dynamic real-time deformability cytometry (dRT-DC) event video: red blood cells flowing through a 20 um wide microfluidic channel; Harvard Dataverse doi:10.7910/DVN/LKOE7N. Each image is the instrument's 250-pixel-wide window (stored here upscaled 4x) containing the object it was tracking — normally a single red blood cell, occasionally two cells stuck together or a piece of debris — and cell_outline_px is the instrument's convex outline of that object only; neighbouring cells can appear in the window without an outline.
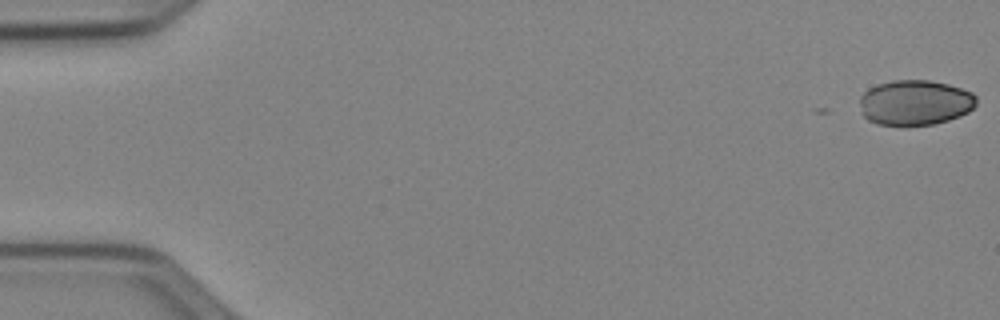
{"species": "Egyptian fruit bat (a non-hibernating species)", "species_latin": "Rousettus aegyptiacus", "temperature_condition": "cold", "stored_images_in_passage": 3, "camera_frame_rate_fps": 3000, "um_per_image_px": 0.085, "animal": {"sex": "female"}, "frame": {"image": 1, "passage_image": 1, "time_ms": 0.0, "image_size_px": [1000, 320], "cell_outline_px": [[976, 104], [968, 112], [960, 116], [948, 120], [932, 124], [876, 124], [868, 120], [860, 112], [860, 96], [868, 88], [892, 80], [928, 80], [948, 84], [972, 92], [976, 96]], "centroid_in_image_um": [77.77, 8.71], "position_along_channel_um": 7.2, "area_um2": 30.58}}